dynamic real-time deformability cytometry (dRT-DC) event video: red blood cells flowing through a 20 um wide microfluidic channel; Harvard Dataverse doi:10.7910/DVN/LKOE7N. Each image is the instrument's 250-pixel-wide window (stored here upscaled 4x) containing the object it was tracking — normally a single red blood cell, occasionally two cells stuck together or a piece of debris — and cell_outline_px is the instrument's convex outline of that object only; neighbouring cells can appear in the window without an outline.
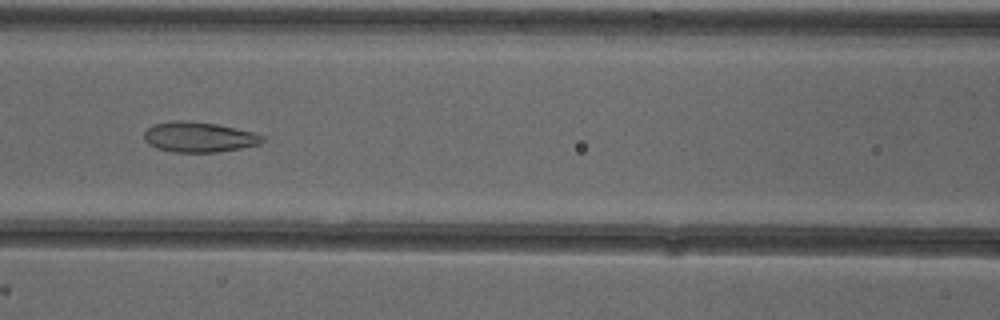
{"species": "common noctule bat (a hibernating species)", "species_latin": "Nyctalus noctula", "temperature_condition": "cold", "stored_images_in_passage": 52, "camera_frame_rate_fps": 3000, "um_per_image_px": 0.085, "animal": {"sex": "female"}, "frame": {"image": 1, "passage_image": 23, "time_ms": 7.333, "image_size_px": [1000, 320], "cell_outline_px": [[264, 140], [260, 144], [240, 148], [216, 152], [172, 152], [156, 148], [148, 144], [144, 140], [144, 132], [152, 124], [172, 120], [188, 120], [216, 124], [252, 132], [264, 136]], "centroid_in_image_um": [16.86, 11.64], "position_along_channel_um": 149.7, "area_um2": 20.92}}
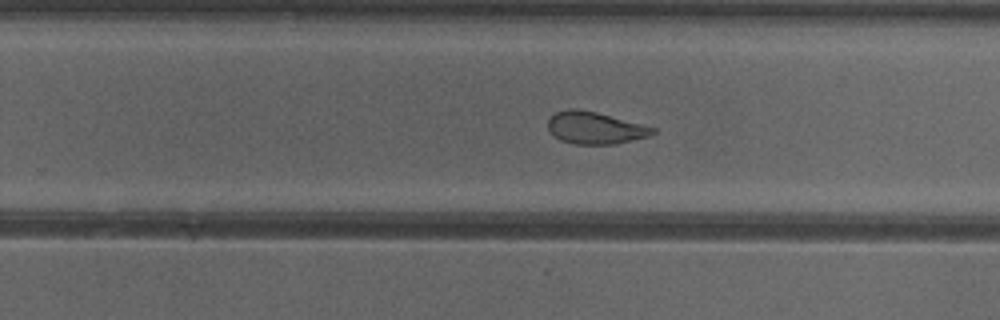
{"frame": {"image": 2, "passage_image": 33, "time_ms": 10.667, "image_size_px": [1000, 320], "cell_outline_px": [[656, 132], [648, 136], [616, 144], [576, 144], [560, 140], [552, 136], [548, 132], [548, 120], [556, 112], [568, 108], [576, 108], [596, 112], [656, 128]], "centroid_in_image_um": [50.53, 10.87], "position_along_channel_um": 279.3, "area_um2": 19.59}}
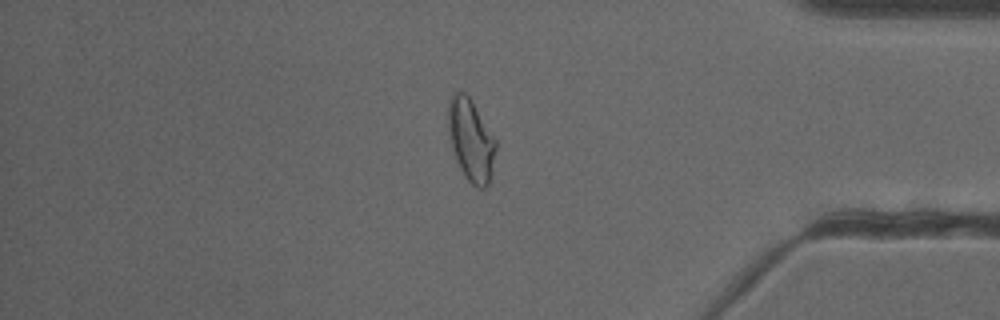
{"frame": {"image": 3, "passage_image": 44, "time_ms": 14.333, "image_size_px": [1000, 320], "cell_outline_px": [[496, 148], [488, 184], [484, 188], [476, 188], [464, 176], [456, 160], [452, 148], [448, 124], [448, 100], [452, 92], [464, 92], [472, 100], [496, 140]], "centroid_in_image_um": [40.01, 11.88], "position_along_channel_um": 395.2, "area_um2": 22.6}, "authors_computed_cell_mechanics": {"area_um2": 23.0622, "velocity_mm_per_s": 3.8925, "shape_relaxation_time_tau1_ms": null, "shape_relaxation_time_tau2_ms": 1.6384, "deformation_change_tau1": null, "deformation_change_tau2": 0.076}}